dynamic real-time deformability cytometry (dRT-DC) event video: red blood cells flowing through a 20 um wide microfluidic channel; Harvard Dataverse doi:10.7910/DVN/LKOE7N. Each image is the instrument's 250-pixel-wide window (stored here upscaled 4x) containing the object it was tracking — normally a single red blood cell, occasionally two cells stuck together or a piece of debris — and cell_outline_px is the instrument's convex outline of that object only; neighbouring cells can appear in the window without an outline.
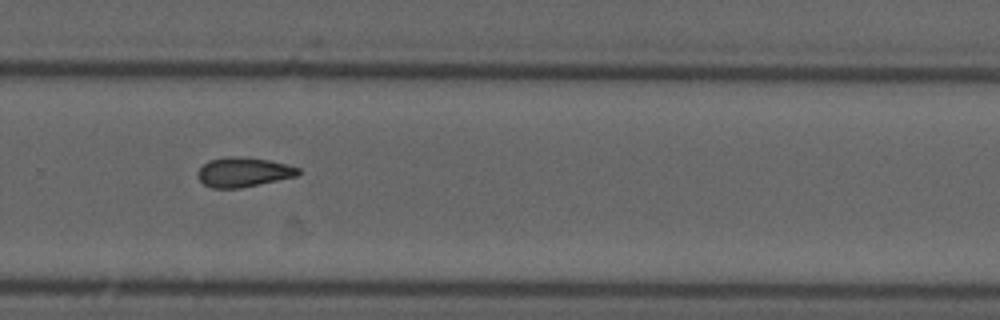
{"species": "common noctule bat (a hibernating species)", "species_latin": "Nyctalus noctula", "temperature_condition": "cold", "stored_images_in_passage": 15, "camera_frame_rate_fps": 3000, "um_per_image_px": 0.085, "animal": {"sex": "male", "forearm_length_mm": 52.5}, "frame": {"image": 1, "passage_image": 11, "time_ms": 12.333, "image_size_px": [1000, 320], "cell_outline_px": [[300, 172], [296, 176], [240, 188], [212, 188], [204, 184], [196, 176], [196, 172], [208, 160], [228, 156], [240, 156], [268, 160], [288, 164], [300, 168]], "centroid_in_image_um": [20.66, 14.62], "position_along_channel_um": 309.1, "area_um2": 17.34}, "authors_computed_cell_mechanics": {"area_um2": 18.9584, "velocity_mm_per_s": 3.731, "shape_relaxation_time_tau1_ms": 3.5886, "shape_relaxation_time_tau2_ms": 2.5907, "deformation_change_tau1": 0.1078, "deformation_change_tau2": 0.0904}}